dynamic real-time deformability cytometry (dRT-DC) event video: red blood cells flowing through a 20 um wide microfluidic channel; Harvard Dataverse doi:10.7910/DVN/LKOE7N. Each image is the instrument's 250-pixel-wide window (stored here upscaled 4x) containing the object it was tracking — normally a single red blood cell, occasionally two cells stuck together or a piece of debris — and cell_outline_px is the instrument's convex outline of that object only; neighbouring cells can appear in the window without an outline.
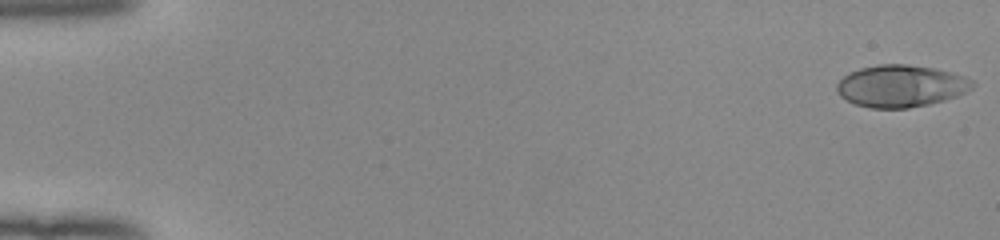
{"species": "human", "species_latin": "Homo sapiens", "temperature_condition": "room temperature", "stored_images_in_passage": 52, "camera_frame_rate_fps": 3000, "um_per_image_px": 0.085, "donor": {"sex": "female"}, "frame": {"image": 1, "passage_image": 1, "time_ms": 0.0, "image_size_px": [1000, 240], "cell_outline_px": [[976, 84], [972, 88], [956, 96], [944, 100], [928, 104], [908, 108], [868, 108], [856, 104], [840, 96], [836, 92], [836, 84], [848, 72], [860, 68], [880, 64], [904, 64], [932, 68], [952, 72], [964, 76], [972, 80]], "centroid_in_image_um": [76.55, 7.31], "position_along_channel_um": 8.4, "area_um2": 33.18}}
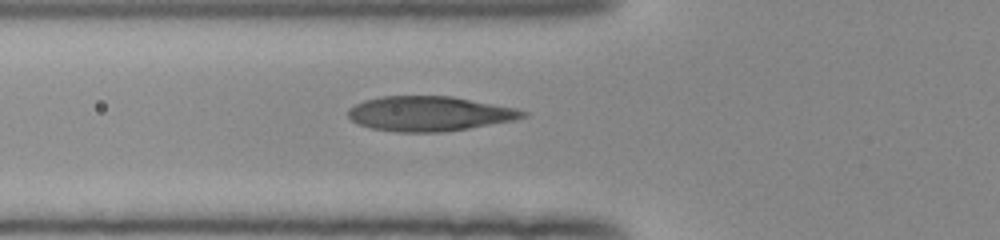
{"frame": {"image": 2, "passage_image": 20, "time_ms": 6.333, "image_size_px": [1000, 240], "cell_outline_px": [[528, 116], [512, 120], [468, 128], [440, 132], [400, 132], [372, 128], [360, 124], [352, 120], [348, 116], [348, 108], [364, 100], [380, 96], [452, 96], [516, 108], [528, 112]], "centroid_in_image_um": [36.49, 9.65], "position_along_channel_um": 89.3, "area_um2": 35.2}}
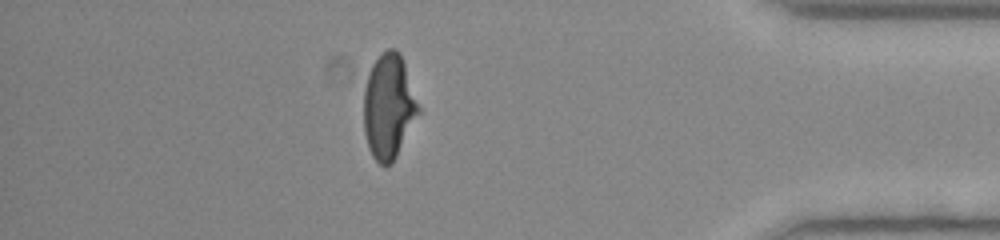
{"frame": {"image": 3, "passage_image": 46, "time_ms": 15.0, "image_size_px": [1000, 240], "cell_outline_px": [[420, 112], [392, 164], [380, 164], [372, 156], [368, 148], [364, 132], [364, 88], [368, 72], [372, 64], [388, 48], [396, 48], [400, 52], [420, 108]], "centroid_in_image_um": [33.03, 9.05], "position_along_channel_um": 402.2, "area_um2": 33.29}, "authors_computed_cell_mechanics": {"area_um2": 34.1309, "velocity_mm_per_s": 3.9993, "shape_relaxation_time_tau1_ms": 6.0539, "shape_relaxation_time_tau2_ms": null, "deformation_change_tau1": 0.2435, "deformation_change_tau2": null}}